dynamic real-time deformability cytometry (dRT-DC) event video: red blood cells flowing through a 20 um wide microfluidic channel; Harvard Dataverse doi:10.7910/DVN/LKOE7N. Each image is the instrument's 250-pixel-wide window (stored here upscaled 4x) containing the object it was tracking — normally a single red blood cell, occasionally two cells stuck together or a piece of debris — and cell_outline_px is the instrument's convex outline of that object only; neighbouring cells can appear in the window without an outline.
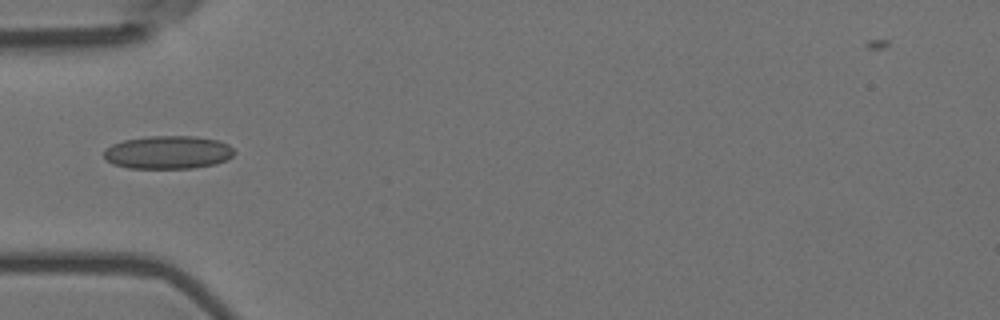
{"species": "Egyptian fruit bat (a non-hibernating species)", "species_latin": "Rousettus aegyptiacus", "temperature_condition": "room temperature", "stored_images_in_passage": 7, "camera_frame_rate_fps": 3000, "um_per_image_px": 0.085, "animal": {"sex": "female"}, "frame": {"image": 1, "passage_image": 6, "time_ms": 1.667, "image_size_px": [1000, 320], "cell_outline_px": [[236, 152], [228, 160], [216, 164], [192, 168], [128, 168], [112, 164], [104, 156], [104, 148], [112, 144], [124, 140], [148, 136], [196, 136], [220, 140], [228, 144]], "centroid_in_image_um": [14.31, 12.94], "position_along_channel_um": 70.7, "area_um2": 25.43}}
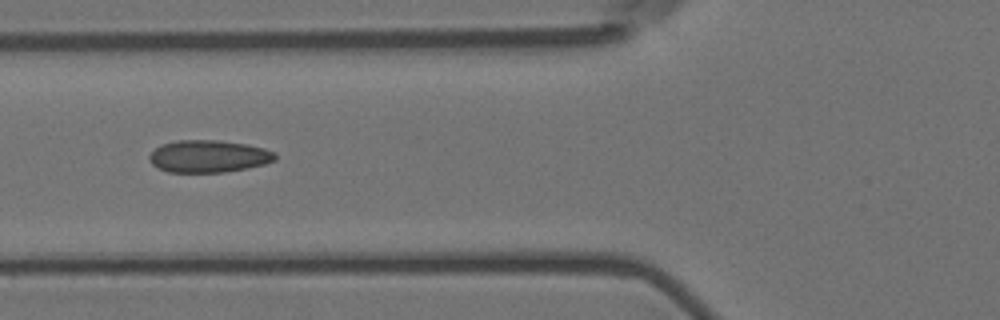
{"frame": {"image": 2, "passage_image": 7, "time_ms": 2.0, "image_size_px": [1000, 320], "cell_outline_px": [[276, 160], [264, 164], [248, 168], [224, 172], [168, 172], [152, 164], [148, 160], [148, 156], [160, 144], [176, 140], [220, 140], [248, 144], [264, 148], [276, 152]], "centroid_in_image_um": [17.74, 13.27], "position_along_channel_um": 108.1, "area_um2": 23.87}}